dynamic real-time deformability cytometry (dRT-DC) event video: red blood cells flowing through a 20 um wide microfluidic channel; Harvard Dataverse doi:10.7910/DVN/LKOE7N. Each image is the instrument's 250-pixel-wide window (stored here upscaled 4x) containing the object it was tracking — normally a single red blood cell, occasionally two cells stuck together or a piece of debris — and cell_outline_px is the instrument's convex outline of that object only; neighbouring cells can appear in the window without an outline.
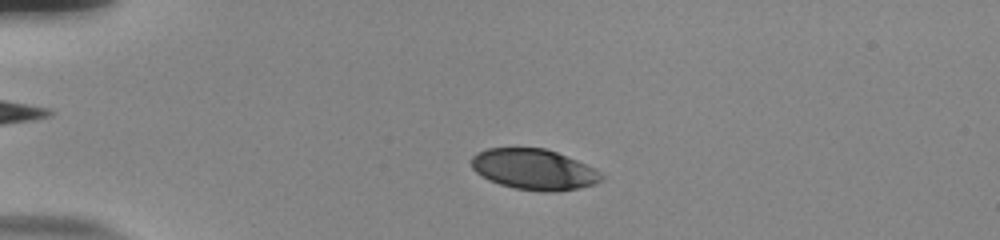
{"species": "human", "species_latin": "Homo sapiens", "temperature_condition": "room temperature", "stored_images_in_passage": 50, "camera_frame_rate_fps": 3000, "um_per_image_px": 0.085, "donor": {"sex": "male"}, "frame": {"image": 1, "passage_image": 9, "time_ms": 2.667, "image_size_px": [1000, 240], "cell_outline_px": [[604, 180], [596, 184], [580, 188], [552, 192], [540, 192], [516, 188], [500, 184], [488, 180], [480, 176], [472, 168], [472, 156], [476, 152], [488, 148], [544, 148], [556, 152], [576, 160], [600, 172], [604, 176]], "centroid_in_image_um": [45.38, 14.41], "position_along_channel_um": 39.6, "area_um2": 30.87}}
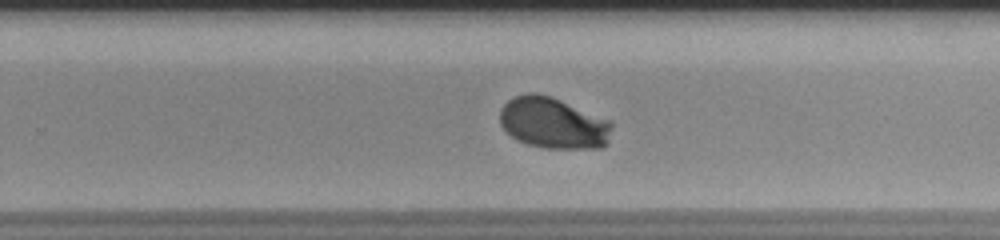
{"frame": {"image": 2, "passage_image": 32, "time_ms": 10.333, "image_size_px": [1000, 240], "cell_outline_px": [[612, 124], [608, 140], [600, 148], [544, 148], [528, 144], [512, 136], [500, 124], [500, 108], [508, 100], [516, 96], [528, 92], [536, 92], [552, 96], [612, 120]], "centroid_in_image_um": [47.03, 10.43], "position_along_channel_um": 282.8, "area_um2": 33.52}}
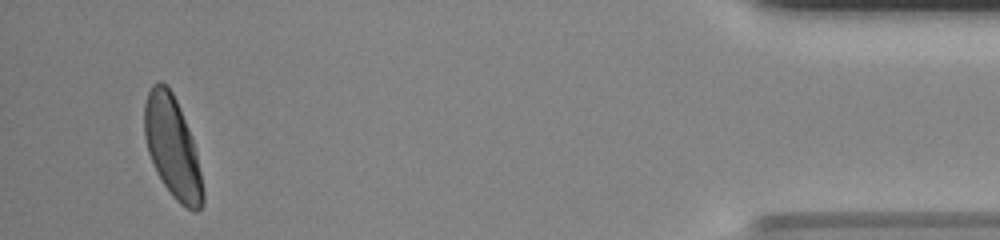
{"frame": {"image": 3, "passage_image": 48, "time_ms": 15.667, "image_size_px": [1000, 240], "cell_outline_px": [[204, 204], [196, 212], [180, 204], [172, 196], [156, 172], [148, 152], [144, 136], [144, 104], [148, 92], [152, 84], [156, 80], [160, 80], [168, 84], [180, 108], [188, 128], [196, 152], [204, 192]], "centroid_in_image_um": [14.64, 12.49], "position_along_channel_um": 420.6, "area_um2": 34.45}, "authors_computed_cell_mechanics": {"area_um2": 33.2928, "velocity_mm_per_s": 3.7919, "shape_relaxation_time_tau1_ms": 2.8175, "shape_relaxation_time_tau2_ms": null, "deformation_change_tau1": 0.1555, "deformation_change_tau2": null}}